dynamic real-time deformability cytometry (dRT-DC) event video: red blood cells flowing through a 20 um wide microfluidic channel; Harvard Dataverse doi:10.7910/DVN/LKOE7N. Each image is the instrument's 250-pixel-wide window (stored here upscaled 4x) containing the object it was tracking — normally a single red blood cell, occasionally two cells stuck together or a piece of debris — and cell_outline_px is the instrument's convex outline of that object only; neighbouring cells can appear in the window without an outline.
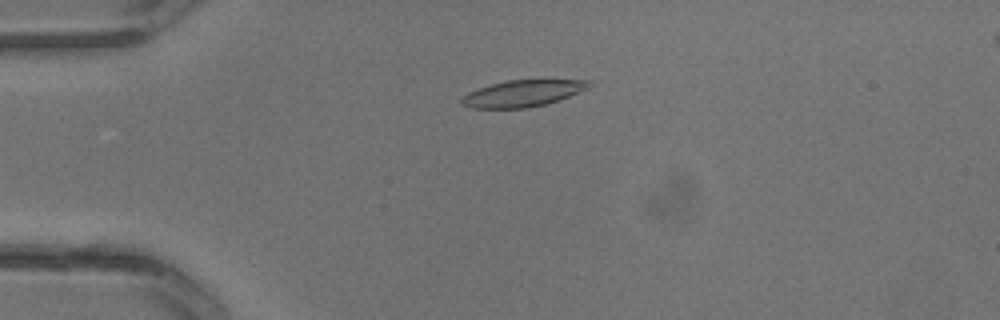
{"species": "common noctule bat (a hibernating species)", "species_latin": "Nyctalus noctula", "temperature_condition": "warm", "stored_images_in_passage": 32, "camera_frame_rate_fps": 3000, "um_per_image_px": 0.085, "animal": {"sex": "male", "body_mass_g": 13.3}, "frame": {"image": 1, "passage_image": 8, "time_ms": 2.333, "image_size_px": [1000, 320], "cell_outline_px": [[592, 84], [588, 88], [560, 100], [528, 108], [472, 108], [460, 104], [460, 100], [468, 92], [492, 84], [508, 80], [592, 80]], "centroid_in_image_um": [44.44, 7.94], "position_along_channel_um": 40.6, "area_um2": 19.59}}
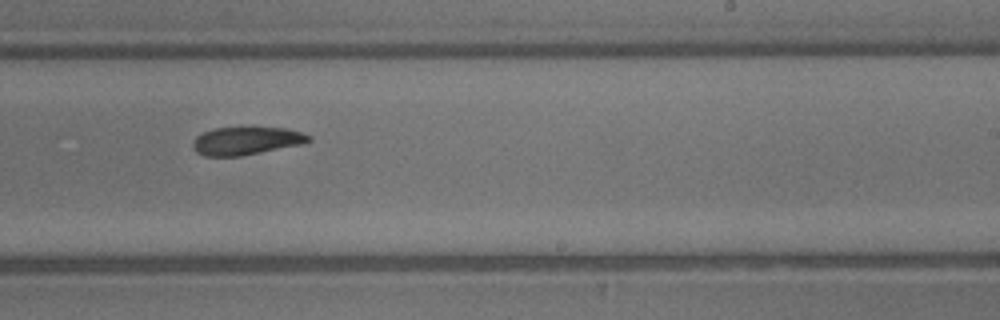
{"frame": {"image": 2, "passage_image": 20, "time_ms": 6.333, "image_size_px": [1000, 320], "cell_outline_px": [[312, 140], [304, 144], [240, 156], [204, 156], [196, 152], [192, 148], [192, 144], [196, 136], [212, 128], [244, 124], [252, 124], [284, 128], [300, 132], [312, 136]], "centroid_in_image_um": [20.94, 11.91], "position_along_channel_um": 268.1, "area_um2": 20.0}}
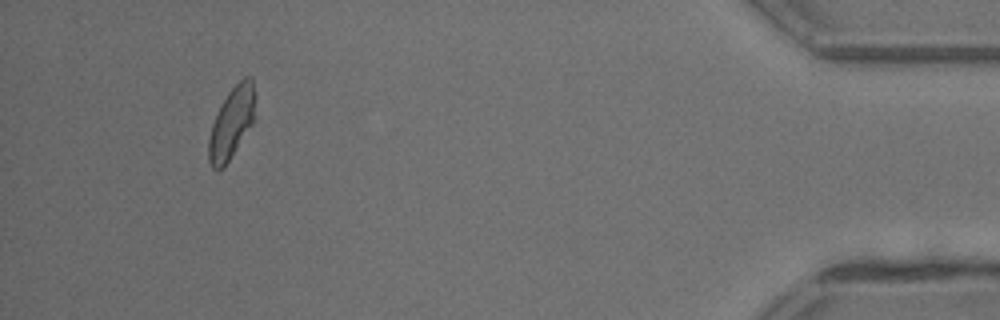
{"frame": {"image": 3, "passage_image": 30, "time_ms": 9.667, "image_size_px": [1000, 320], "cell_outline_px": [[256, 120], [228, 160], [220, 168], [212, 168], [208, 160], [208, 140], [212, 124], [220, 104], [228, 92], [244, 76], [252, 76]], "centroid_in_image_um": [19.7, 10.4], "position_along_channel_um": 415.5, "area_um2": 19.25}}